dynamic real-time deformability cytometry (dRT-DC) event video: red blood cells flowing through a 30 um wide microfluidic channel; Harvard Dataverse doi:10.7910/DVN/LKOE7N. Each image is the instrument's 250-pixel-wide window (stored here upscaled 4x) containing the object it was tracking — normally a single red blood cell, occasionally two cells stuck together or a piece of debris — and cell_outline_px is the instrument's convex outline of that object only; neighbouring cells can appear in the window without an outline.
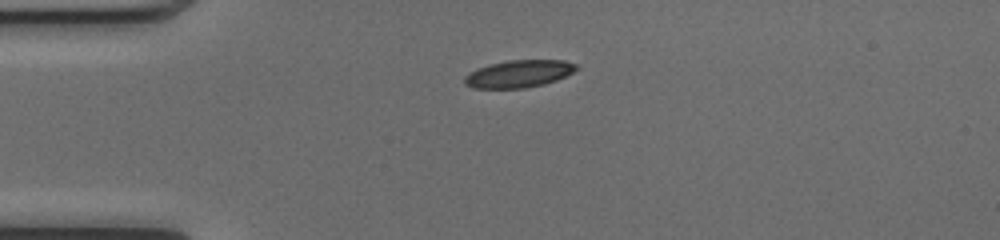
{"species": "common noctule bat (a hibernating species)", "species_latin": "Nyctalus noctula", "temperature_condition": "cold", "stored_images_in_passage": 39, "camera_frame_rate_fps": 3000, "um_per_image_px": 0.085, "animal": {"sex": "female", "body_mass_g": 17.0, "forearm_length_mm": 48.0}, "frame": {"image": 1, "passage_image": 1, "time_ms": 0.0, "image_size_px": [1000, 240], "cell_outline_px": [[580, 68], [556, 80], [544, 84], [524, 88], [472, 88], [464, 84], [464, 76], [476, 68], [488, 64], [508, 60], [564, 60], [580, 64]], "centroid_in_image_um": [44.1, 6.26], "position_along_channel_um": 40.9, "area_um2": 18.03}}
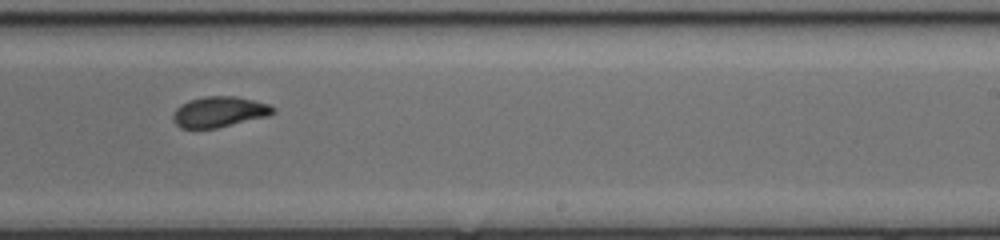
{"frame": {"image": 2, "passage_image": 20, "time_ms": 6.333, "image_size_px": [1000, 240], "cell_outline_px": [[276, 112], [268, 116], [216, 128], [180, 128], [172, 120], [172, 116], [176, 108], [180, 104], [188, 100], [204, 96], [236, 96], [268, 104], [276, 108]], "centroid_in_image_um": [18.62, 9.5], "position_along_channel_um": 270.4, "area_um2": 17.92}}
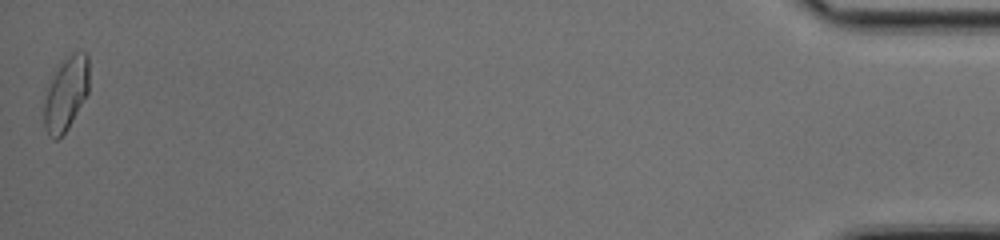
{"frame": {"image": 3, "passage_image": 39, "time_ms": 12.667, "image_size_px": [1000, 240], "cell_outline_px": [[88, 92], [68, 128], [56, 140], [52, 140], [44, 128], [44, 104], [48, 88], [60, 64], [72, 52], [84, 52], [88, 56]], "centroid_in_image_um": [5.61, 7.99], "position_along_channel_um": 429.6, "area_um2": 18.84}, "authors_computed_cell_mechanics": {"area_um2": 18.207, "velocity_mm_per_s": 4.0817, "shape_relaxation_time_tau1_ms": 7.7268, "shape_relaxation_time_tau2_ms": 1.4548, "deformation_change_tau1": 0.1805, "deformation_change_tau2": 0.0635}}